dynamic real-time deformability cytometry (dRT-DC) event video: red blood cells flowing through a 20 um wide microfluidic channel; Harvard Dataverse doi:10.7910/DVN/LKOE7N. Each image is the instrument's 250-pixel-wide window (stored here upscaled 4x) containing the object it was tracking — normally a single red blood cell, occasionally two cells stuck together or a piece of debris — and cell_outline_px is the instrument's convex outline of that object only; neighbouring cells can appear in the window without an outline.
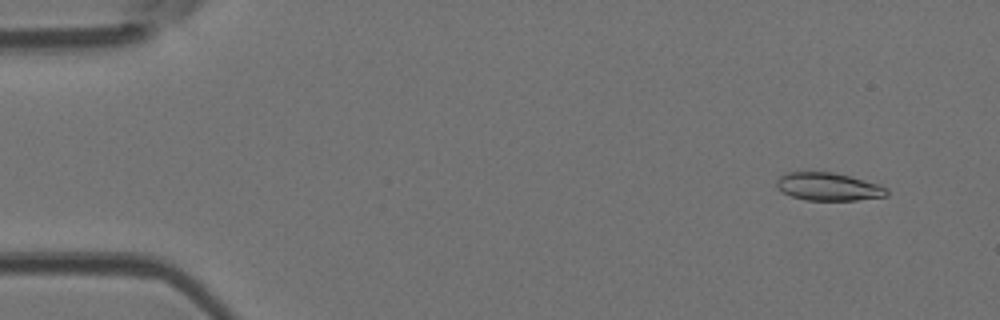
{"species": "Egyptian fruit bat (a non-hibernating species)", "species_latin": "Rousettus aegyptiacus", "temperature_condition": "room temperature", "stored_images_in_passage": 5, "camera_frame_rate_fps": 3000, "um_per_image_px": 0.085, "animal": {"sex": "female"}, "frame": {"image": 1, "passage_image": 2, "time_ms": 0.333, "image_size_px": [1000, 320], "cell_outline_px": [[888, 196], [856, 200], [804, 200], [792, 196], [776, 188], [776, 180], [780, 176], [788, 172], [832, 172], [848, 176], [876, 184], [888, 188]], "centroid_in_image_um": [70.39, 15.87], "position_along_channel_um": 14.6, "area_um2": 17.74}}
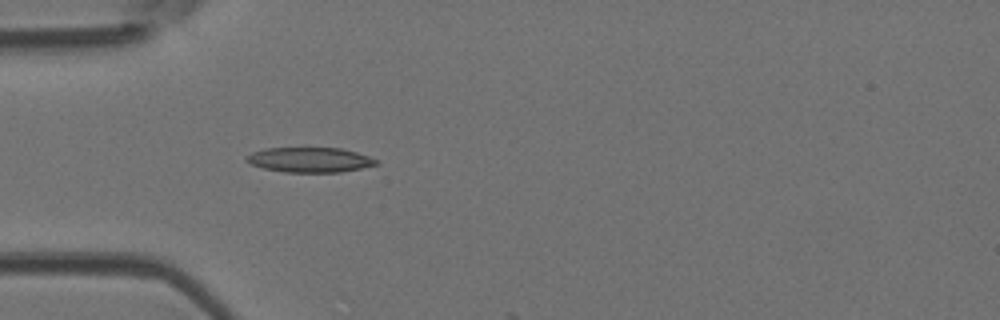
{"frame": {"image": 2, "passage_image": 5, "time_ms": 1.333, "image_size_px": [1000, 320], "cell_outline_px": [[380, 164], [340, 172], [284, 172], [264, 168], [252, 164], [244, 160], [244, 156], [252, 152], [264, 148], [340, 148], [356, 152], [368, 156], [376, 160]], "centroid_in_image_um": [26.29, 13.58], "position_along_channel_um": 58.7, "area_um2": 18.79}}